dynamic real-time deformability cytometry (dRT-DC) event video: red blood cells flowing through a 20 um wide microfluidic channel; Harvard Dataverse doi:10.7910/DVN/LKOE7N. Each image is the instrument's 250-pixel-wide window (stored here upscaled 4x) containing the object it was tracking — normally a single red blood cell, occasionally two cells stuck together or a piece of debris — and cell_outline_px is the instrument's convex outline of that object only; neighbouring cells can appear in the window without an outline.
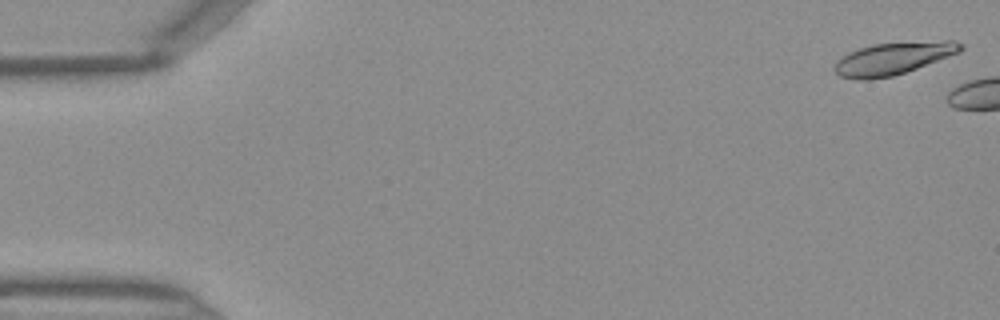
{"species": "Egyptian fruit bat (a non-hibernating species)", "species_latin": "Rousettus aegyptiacus", "temperature_condition": "warm", "stored_images_in_passage": 4, "camera_frame_rate_fps": 3000, "um_per_image_px": 0.085, "frame": {"image": 1, "passage_image": 1, "time_ms": 0.0, "image_size_px": [1000, 320], "cell_outline_px": [[964, 48], [960, 52], [916, 68], [892, 76], [868, 80], [856, 80], [840, 76], [832, 68], [836, 60], [848, 52], [872, 44], [948, 40], [956, 40], [964, 44]], "centroid_in_image_um": [75.9, 4.96], "position_along_channel_um": 9.1, "area_um2": 23.81}}